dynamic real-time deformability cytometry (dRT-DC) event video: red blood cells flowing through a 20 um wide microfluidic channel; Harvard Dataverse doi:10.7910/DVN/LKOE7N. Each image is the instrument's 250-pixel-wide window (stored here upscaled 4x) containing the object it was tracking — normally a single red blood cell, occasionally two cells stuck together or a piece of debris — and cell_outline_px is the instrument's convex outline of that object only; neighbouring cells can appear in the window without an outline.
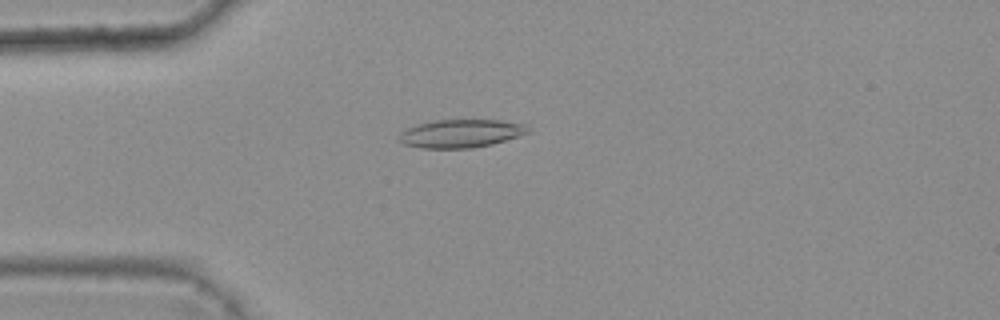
{"species": "common noctule bat (a hibernating species)", "species_latin": "Nyctalus noctula", "temperature_condition": "warm", "stored_images_in_passage": 5, "camera_frame_rate_fps": 3000, "um_per_image_px": 0.085, "animal": {"sex": "female", "body_mass_g": 25.1}, "frame": {"image": 1, "passage_image": 5, "time_ms": 1.333, "image_size_px": [1000, 320], "cell_outline_px": [[532, 132], [492, 144], [472, 148], [424, 148], [404, 144], [396, 140], [400, 132], [416, 124], [432, 120], [500, 120], [528, 124]], "centroid_in_image_um": [39.19, 11.34], "position_along_channel_um": 45.8, "area_um2": 21.44}}